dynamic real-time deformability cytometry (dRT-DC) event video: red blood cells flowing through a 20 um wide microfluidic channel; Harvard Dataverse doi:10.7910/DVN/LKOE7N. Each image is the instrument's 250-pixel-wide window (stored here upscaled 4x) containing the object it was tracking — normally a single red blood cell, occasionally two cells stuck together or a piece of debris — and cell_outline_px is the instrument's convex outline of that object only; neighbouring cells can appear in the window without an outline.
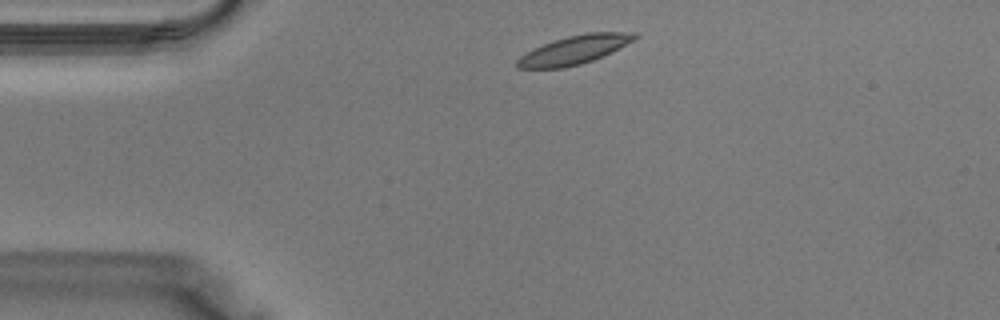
{"species": "Egyptian fruit bat (a non-hibernating species)", "species_latin": "Rousettus aegyptiacus", "temperature_condition": "warm", "stored_images_in_passage": 33, "camera_frame_rate_fps": 3000, "um_per_image_px": 0.085, "animal": {"sex": "male"}, "frame": {"image": 1, "passage_image": 2, "time_ms": 0.333, "image_size_px": [1000, 320], "cell_outline_px": [[640, 36], [612, 52], [604, 56], [580, 64], [564, 68], [516, 68], [516, 60], [520, 56], [552, 40], [568, 36], [588, 32], [640, 32]], "centroid_in_image_um": [48.86, 4.23], "position_along_channel_um": 36.1, "area_um2": 19.54}}
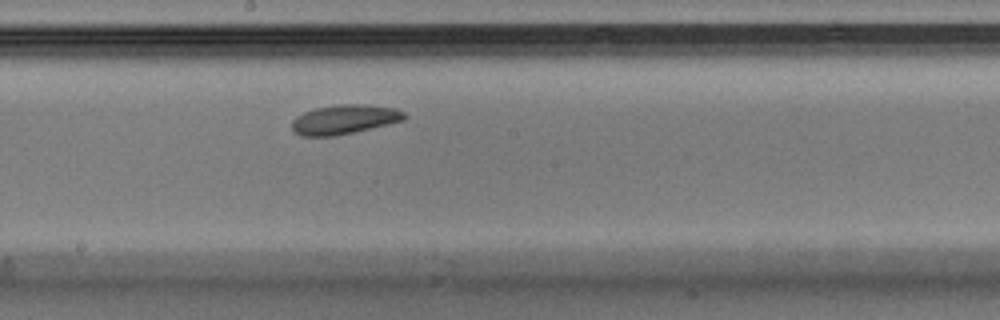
{"frame": {"image": 2, "passage_image": 15, "time_ms": 4.667, "image_size_px": [1000, 320], "cell_outline_px": [[408, 116], [404, 120], [388, 124], [352, 132], [332, 136], [300, 136], [292, 128], [292, 120], [296, 116], [304, 112], [316, 108], [336, 104], [368, 104], [396, 108], [404, 112]], "centroid_in_image_um": [29.28, 10.13], "position_along_channel_um": 218.9, "area_um2": 19.25}}
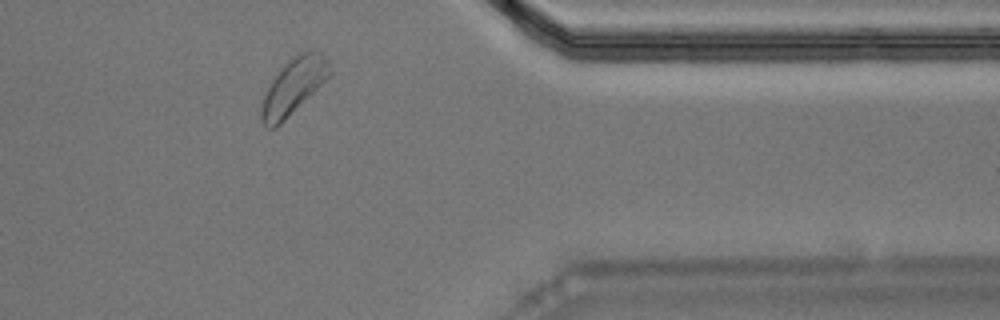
{"frame": {"image": 3, "passage_image": 26, "time_ms": 8.333, "image_size_px": [1000, 320], "cell_outline_px": [[332, 76], [276, 128], [264, 128], [260, 120], [260, 112], [264, 96], [272, 80], [280, 68], [284, 64], [300, 52], [320, 52], [328, 60], [332, 72]], "centroid_in_image_um": [24.96, 7.38], "position_along_channel_um": 386.4, "area_um2": 22.31}}